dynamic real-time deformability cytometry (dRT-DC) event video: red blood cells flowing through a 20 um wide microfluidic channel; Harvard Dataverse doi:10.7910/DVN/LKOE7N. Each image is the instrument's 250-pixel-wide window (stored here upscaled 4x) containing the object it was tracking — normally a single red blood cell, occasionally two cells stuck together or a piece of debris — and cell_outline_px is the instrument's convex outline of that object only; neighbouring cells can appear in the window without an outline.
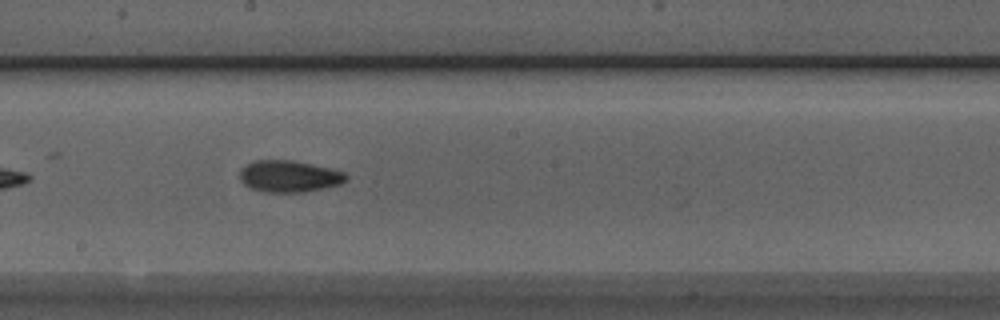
{"species": "Egyptian fruit bat (a non-hibernating species)", "species_latin": "Rousettus aegyptiacus", "temperature_condition": "room temperature", "stored_images_in_passage": 35, "camera_frame_rate_fps": 3000, "um_per_image_px": 0.085, "animal": {"sex": "male"}, "frame": {"image": 1, "passage_image": 12, "time_ms": 3.667, "image_size_px": [1000, 320], "cell_outline_px": [[348, 180], [340, 184], [324, 188], [304, 192], [264, 192], [248, 188], [240, 180], [240, 168], [244, 164], [252, 160], [292, 160], [332, 168], [344, 172], [348, 176]], "centroid_in_image_um": [24.55, 14.98], "position_along_channel_um": 223.6, "area_um2": 20.0}}
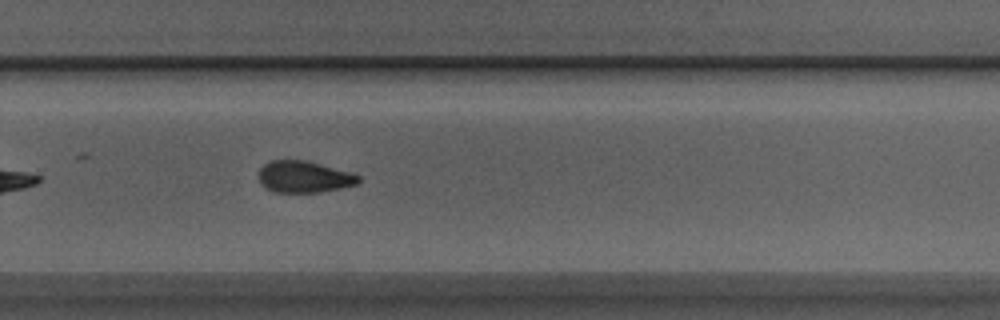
{"frame": {"image": 2, "passage_image": 18, "time_ms": 5.667, "image_size_px": [1000, 320], "cell_outline_px": [[360, 180], [356, 184], [340, 188], [320, 192], [272, 192], [264, 188], [260, 184], [260, 168], [268, 160], [304, 160], [320, 164], [348, 172], [360, 176]], "centroid_in_image_um": [25.79, 15.03], "position_along_channel_um": 304.0, "area_um2": 18.26}}
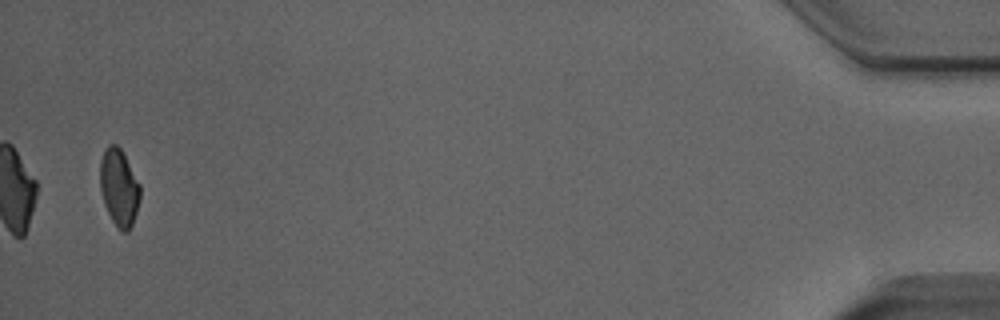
{"frame": {"image": 3, "passage_image": 34, "time_ms": 11.0, "image_size_px": [1000, 320], "cell_outline_px": [[140, 200], [132, 224], [128, 232], [124, 232], [112, 220], [104, 204], [100, 188], [100, 160], [104, 148], [108, 144], [116, 144], [120, 148], [140, 184]], "centroid_in_image_um": [10.11, 15.9], "position_along_channel_um": 425.1, "area_um2": 17.86}}